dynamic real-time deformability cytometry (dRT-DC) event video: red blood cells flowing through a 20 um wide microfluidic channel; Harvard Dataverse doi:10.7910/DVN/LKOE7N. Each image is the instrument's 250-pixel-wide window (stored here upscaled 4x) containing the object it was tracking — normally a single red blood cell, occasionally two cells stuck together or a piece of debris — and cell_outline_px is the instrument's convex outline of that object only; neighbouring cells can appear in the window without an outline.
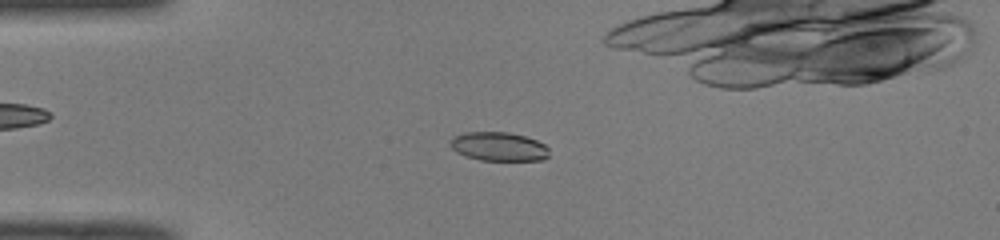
{"species": "common noctule bat (a hibernating species)", "species_latin": "Nyctalus noctula", "temperature_condition": "room temperature", "stored_images_in_passage": 20, "camera_frame_rate_fps": 3000, "um_per_image_px": 0.085, "animal": {"sex": "male", "body_mass_g": 19.0, "forearm_length_mm": 50.8}, "frame": {"image": 1, "passage_image": 10, "time_ms": 3.0, "image_size_px": [1000, 240], "cell_outline_px": [[548, 156], [544, 160], [480, 160], [464, 156], [456, 152], [448, 144], [452, 136], [464, 132], [508, 132], [524, 136], [536, 140], [544, 144], [548, 148]], "centroid_in_image_um": [42.34, 12.45], "position_along_channel_um": 42.7, "area_um2": 16.76}}
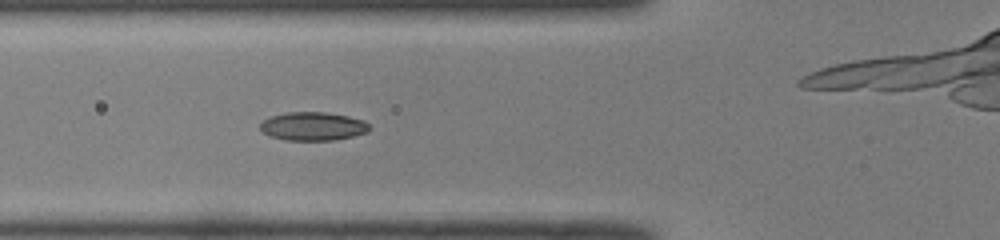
{"frame": {"image": 2, "passage_image": 16, "time_ms": 5.0, "image_size_px": [1000, 240], "cell_outline_px": [[368, 132], [336, 140], [284, 140], [268, 136], [260, 132], [260, 124], [268, 116], [288, 112], [328, 112], [348, 116], [364, 120], [368, 124]], "centroid_in_image_um": [26.55, 10.73], "position_along_channel_um": 99.3, "area_um2": 18.32}}
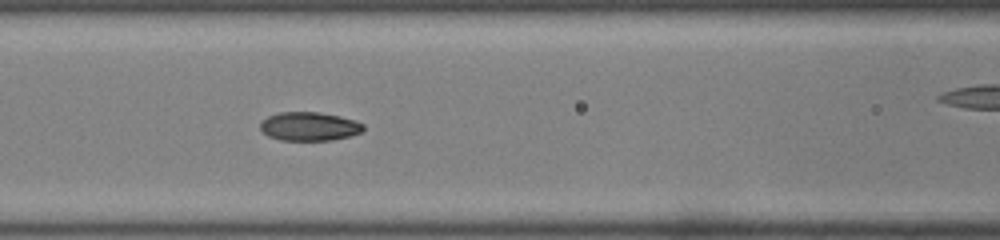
{"frame": {"image": 3, "passage_image": 19, "time_ms": 6.0, "image_size_px": [1000, 240], "cell_outline_px": [[364, 128], [360, 132], [348, 136], [332, 140], [280, 140], [268, 136], [260, 128], [260, 124], [268, 116], [280, 112], [320, 112], [340, 116], [356, 120], [364, 124]], "centroid_in_image_um": [26.3, 10.74], "position_along_channel_um": 140.3, "area_um2": 17.17}}